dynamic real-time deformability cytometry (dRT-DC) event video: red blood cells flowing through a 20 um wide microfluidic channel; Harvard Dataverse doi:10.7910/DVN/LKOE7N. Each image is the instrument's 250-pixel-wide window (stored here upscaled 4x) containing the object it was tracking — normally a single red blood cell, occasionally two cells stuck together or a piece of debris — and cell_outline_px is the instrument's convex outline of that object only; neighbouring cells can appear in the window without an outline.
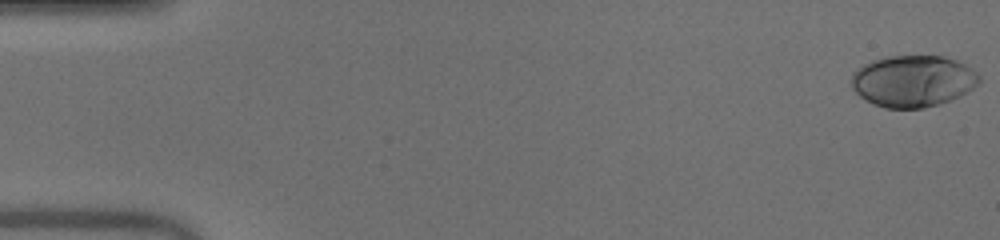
{"species": "human", "species_latin": "Homo sapiens", "temperature_condition": "warm", "stored_images_in_passage": 51, "camera_frame_rate_fps": 3000, "um_per_image_px": 0.085, "donor": {"sex": "male"}, "frame": {"image": 1, "passage_image": 1, "time_ms": 0.0, "image_size_px": [1000, 240], "cell_outline_px": [[980, 84], [968, 92], [960, 96], [924, 108], [884, 108], [872, 104], [860, 96], [852, 88], [852, 72], [856, 68], [872, 60], [888, 56], [944, 56], [956, 60], [972, 68], [980, 76]], "centroid_in_image_um": [77.6, 6.88], "position_along_channel_um": 7.4, "area_um2": 38.61}}
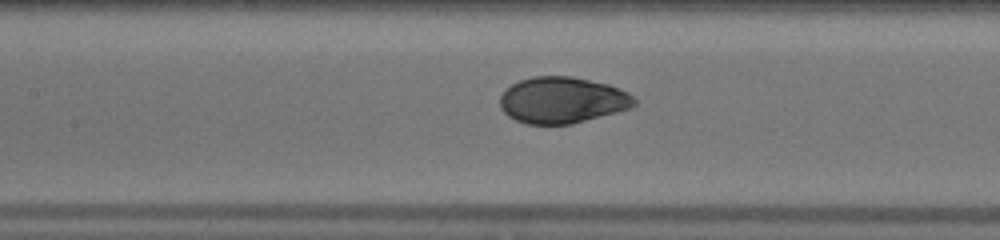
{"frame": {"image": 2, "passage_image": 24, "time_ms": 7.667, "image_size_px": [1000, 240], "cell_outline_px": [[636, 104], [632, 108], [572, 124], [528, 124], [516, 120], [508, 116], [500, 108], [500, 96], [512, 84], [520, 80], [532, 76], [572, 76], [608, 84], [620, 88], [628, 92], [636, 100]], "centroid_in_image_um": [47.81, 8.51], "position_along_channel_um": 159.6, "area_um2": 36.36}}
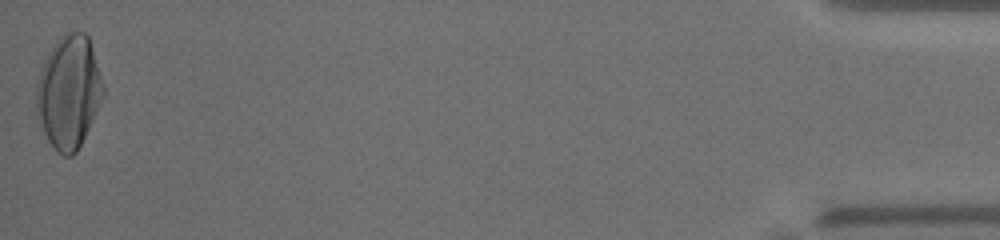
{"frame": {"image": 3, "passage_image": 51, "time_ms": 16.667, "image_size_px": [1000, 240], "cell_outline_px": [[104, 96], [76, 152], [72, 156], [64, 156], [48, 140], [44, 132], [36, 108], [36, 88], [40, 72], [44, 60], [48, 52], [56, 40], [64, 32], [84, 32], [88, 36], [92, 48], [104, 88]], "centroid_in_image_um": [5.84, 7.78], "position_along_channel_um": 429.4, "area_um2": 43.23}, "authors_computed_cell_mechanics": {"area_um2": 37.1076, "velocity_mm_per_s": 4.0497, "shape_relaxation_time_tau1_ms": 3.8146, "shape_relaxation_time_tau2_ms": null, "deformation_change_tau1": 0.1958, "deformation_change_tau2": null}}